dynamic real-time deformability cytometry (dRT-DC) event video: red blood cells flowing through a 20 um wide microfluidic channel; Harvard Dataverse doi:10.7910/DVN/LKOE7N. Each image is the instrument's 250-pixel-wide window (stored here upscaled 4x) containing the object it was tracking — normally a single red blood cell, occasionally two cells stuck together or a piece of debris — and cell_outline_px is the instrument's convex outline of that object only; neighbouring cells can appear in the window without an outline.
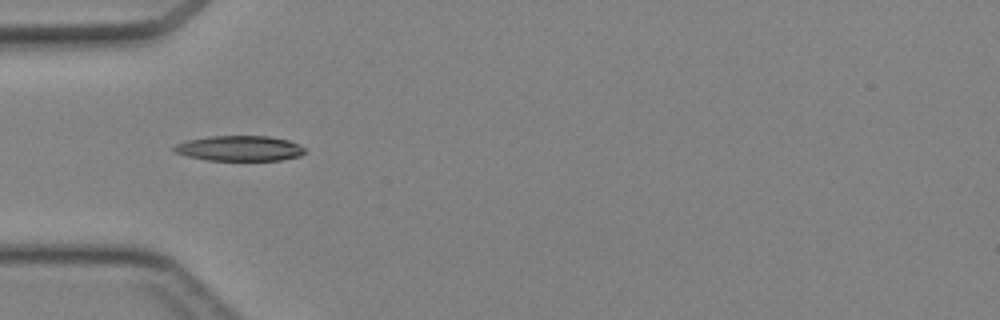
{"species": "Egyptian fruit bat (a non-hibernating species)", "species_latin": "Rousettus aegyptiacus", "temperature_condition": "cold", "stored_images_in_passage": 14, "camera_frame_rate_fps": 3000, "um_per_image_px": 0.085, "animal": {"sex": "female"}, "frame": {"image": 1, "passage_image": 3, "time_ms": 0.667, "image_size_px": [1000, 320], "cell_outline_px": [[304, 152], [300, 156], [280, 160], [208, 160], [188, 156], [172, 152], [172, 148], [176, 144], [188, 140], [208, 136], [268, 136], [288, 140], [304, 148]], "centroid_in_image_um": [20.32, 12.61], "position_along_channel_um": 64.7, "area_um2": 19.13}}
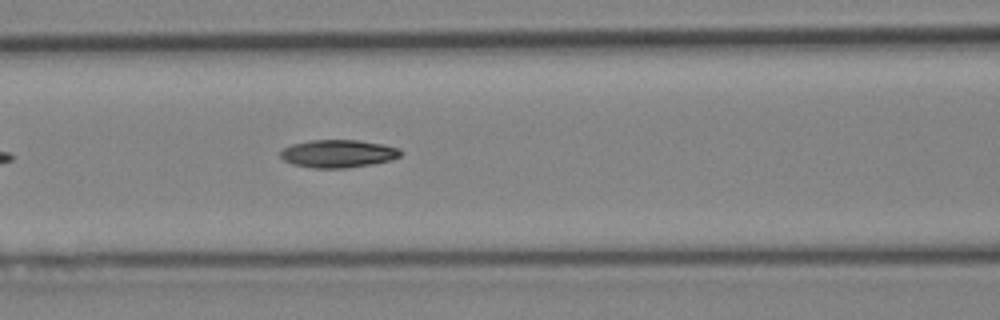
{"frame": {"image": 2, "passage_image": 8, "time_ms": 2.333, "image_size_px": [1000, 320], "cell_outline_px": [[404, 152], [400, 156], [392, 160], [372, 164], [348, 168], [312, 168], [292, 164], [284, 160], [280, 156], [280, 152], [284, 148], [292, 144], [312, 140], [360, 140], [384, 144], [400, 148]], "centroid_in_image_um": [28.79, 13.06], "position_along_channel_um": 137.8, "area_um2": 19.71}}